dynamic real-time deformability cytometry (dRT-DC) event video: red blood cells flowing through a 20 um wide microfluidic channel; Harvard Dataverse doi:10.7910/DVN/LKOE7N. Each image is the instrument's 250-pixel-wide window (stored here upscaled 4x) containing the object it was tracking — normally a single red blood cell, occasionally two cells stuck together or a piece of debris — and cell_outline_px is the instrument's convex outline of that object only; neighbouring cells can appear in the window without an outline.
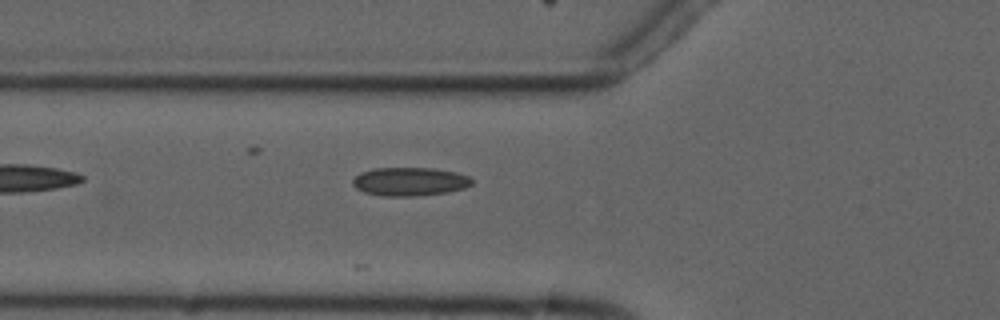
{"species": "common noctule bat (a hibernating species)", "species_latin": "Nyctalus noctula", "temperature_condition": "cold", "stored_images_in_passage": 6, "camera_frame_rate_fps": 3000, "um_per_image_px": 0.085, "animal": {"sex": "male", "forearm_length_mm": 52.5}, "frame": {"image": 1, "passage_image": 6, "time_ms": 5.667, "image_size_px": [1000, 320], "cell_outline_px": [[472, 184], [464, 188], [448, 192], [416, 196], [380, 196], [364, 192], [356, 188], [352, 184], [352, 180], [360, 172], [372, 168], [432, 168], [456, 172], [468, 176], [472, 180]], "centroid_in_image_um": [34.8, 15.43], "position_along_channel_um": 91.0, "area_um2": 19.88}}